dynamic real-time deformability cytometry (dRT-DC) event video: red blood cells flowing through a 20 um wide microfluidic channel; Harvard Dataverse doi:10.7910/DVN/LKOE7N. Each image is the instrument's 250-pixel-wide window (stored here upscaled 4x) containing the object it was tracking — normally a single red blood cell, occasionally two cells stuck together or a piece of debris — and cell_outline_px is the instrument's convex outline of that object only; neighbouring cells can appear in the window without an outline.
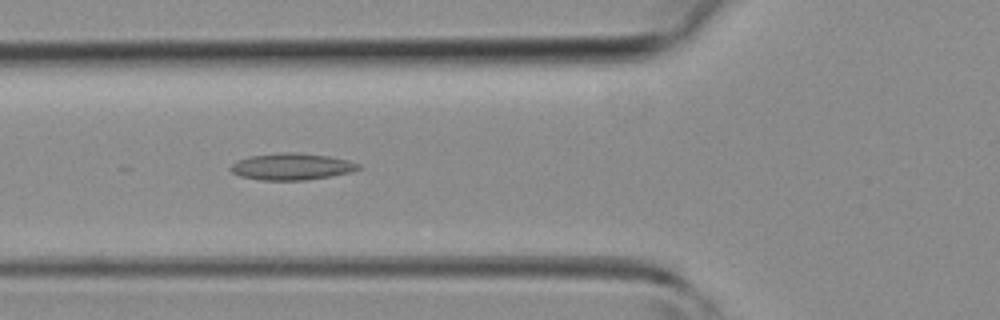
{"species": "common noctule bat (a hibernating species)", "species_latin": "Nyctalus noctula", "temperature_condition": "room temperature", "stored_images_in_passage": 39, "camera_frame_rate_fps": 3000, "um_per_image_px": 0.085, "animal": {"sex": "female", "body_mass_g": 19.3, "forearm_length_mm": 54.1}, "frame": {"image": 1, "passage_image": 11, "time_ms": 3.333, "image_size_px": [1000, 320], "cell_outline_px": [[360, 168], [348, 172], [332, 176], [304, 180], [260, 180], [240, 176], [232, 172], [228, 168], [232, 164], [248, 156], [280, 152], [296, 152], [328, 156], [348, 160], [360, 164]], "centroid_in_image_um": [24.76, 14.15], "position_along_channel_um": 101.0, "area_um2": 19.83}}
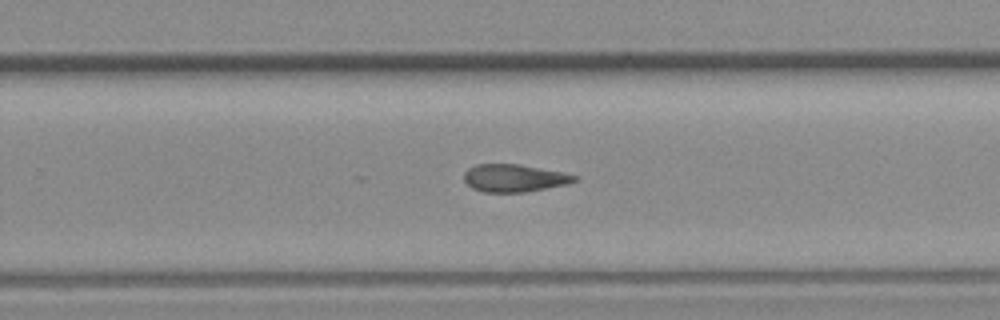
{"frame": {"image": 2, "passage_image": 23, "time_ms": 7.333, "image_size_px": [1000, 320], "cell_outline_px": [[580, 176], [576, 180], [568, 184], [524, 192], [484, 192], [472, 188], [464, 180], [464, 172], [468, 168], [476, 164], [520, 164]], "centroid_in_image_um": [43.69, 15.13], "position_along_channel_um": 286.1, "area_um2": 17.69}}
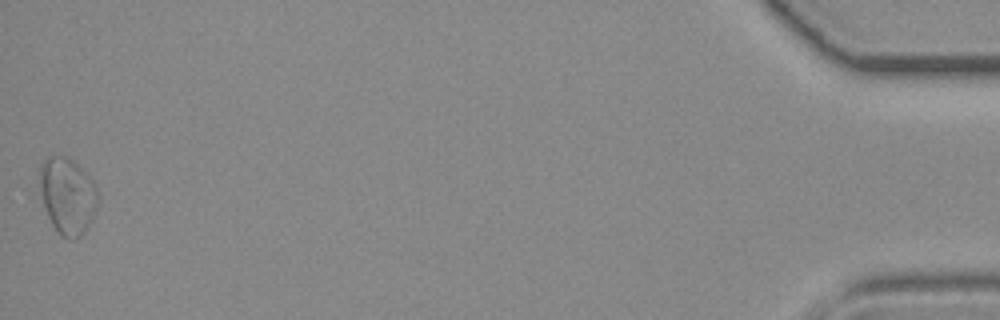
{"frame": {"image": 3, "passage_image": 39, "time_ms": 12.667, "image_size_px": [1000, 320], "cell_outline_px": [[100, 200], [84, 232], [80, 236], [72, 240], [60, 236], [56, 232], [48, 216], [40, 192], [40, 164], [48, 156], [68, 156], [92, 180], [100, 196]], "centroid_in_image_um": [5.74, 16.65], "position_along_channel_um": 429.5, "area_um2": 25.84}}